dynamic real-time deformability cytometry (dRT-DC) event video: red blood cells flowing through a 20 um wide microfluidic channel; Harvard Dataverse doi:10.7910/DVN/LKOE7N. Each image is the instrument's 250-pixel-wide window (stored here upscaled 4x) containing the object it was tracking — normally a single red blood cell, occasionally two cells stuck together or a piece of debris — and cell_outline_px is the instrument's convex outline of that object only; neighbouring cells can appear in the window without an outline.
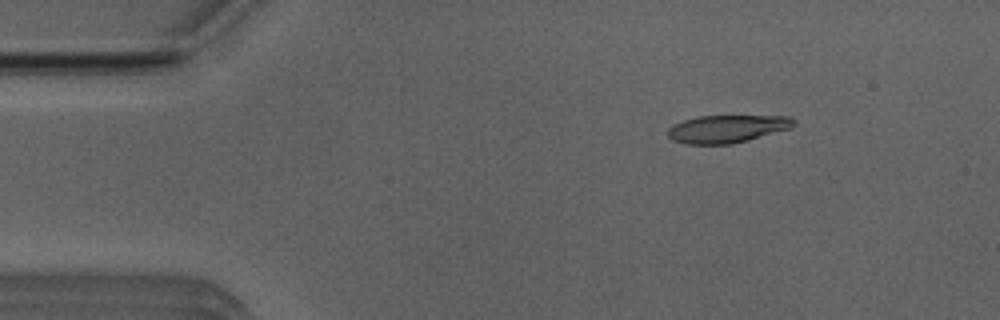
{"species": "Egyptian fruit bat (a non-hibernating species)", "species_latin": "Rousettus aegyptiacus", "temperature_condition": "room temperature", "stored_images_in_passage": 51, "camera_frame_rate_fps": 3000, "um_per_image_px": 0.085, "animal": {"sex": "male"}, "frame": {"image": 1, "passage_image": 7, "time_ms": 2.0, "image_size_px": [1000, 320], "cell_outline_px": [[796, 124], [792, 128], [748, 140], [732, 144], [684, 144], [672, 140], [668, 136], [668, 128], [672, 124], [696, 116], [792, 116], [796, 120]], "centroid_in_image_um": [61.81, 10.95], "position_along_channel_um": 23.2, "area_um2": 20.58}}
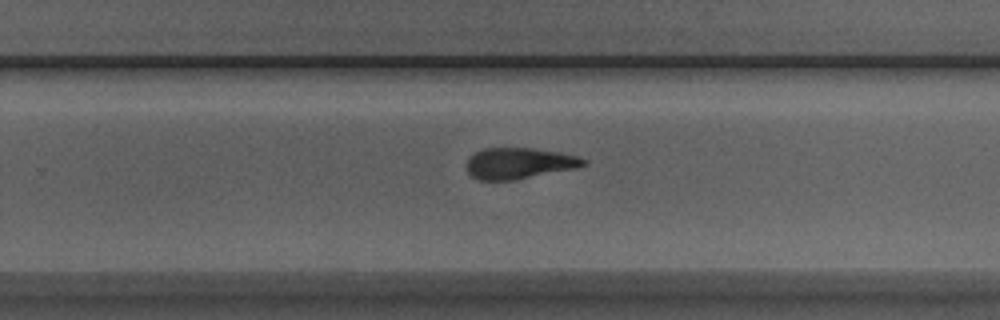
{"frame": {"image": 2, "passage_image": 32, "time_ms": 10.333, "image_size_px": [1000, 320], "cell_outline_px": [[588, 164], [576, 168], [516, 180], [480, 180], [472, 176], [468, 172], [468, 156], [484, 148], [532, 148], [560, 152], [580, 156], [588, 160]], "centroid_in_image_um": [44.18, 13.87], "position_along_channel_um": 285.6, "area_um2": 21.33}}
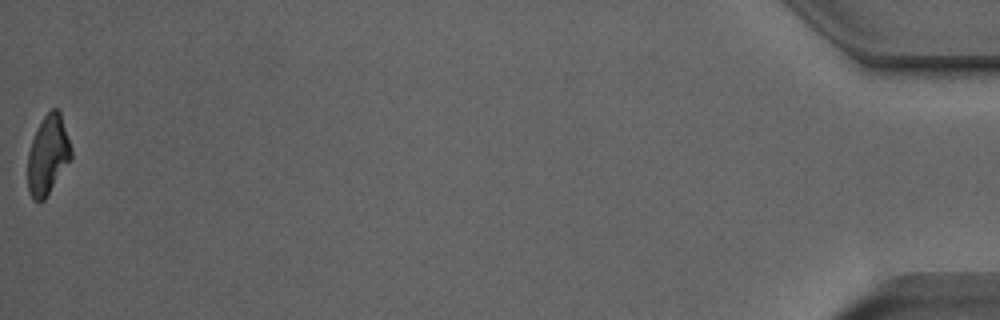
{"frame": {"image": 3, "passage_image": 51, "time_ms": 16.667, "image_size_px": [1000, 320], "cell_outline_px": [[72, 156], [44, 200], [40, 204], [32, 200], [28, 192], [28, 152], [32, 140], [44, 116], [52, 108], [56, 108], [60, 112], [72, 148]], "centroid_in_image_um": [4.06, 13.21], "position_along_channel_um": 431.1, "area_um2": 19.83}, "authors_computed_cell_mechanics": {"area_um2": 21.3282, "velocity_mm_per_s": 3.9813, "shape_relaxation_time_tau1_ms": 4.2171, "shape_relaxation_time_tau2_ms": 2.6526, "deformation_change_tau1": 0.193, "deformation_change_tau2": 0.1047}}